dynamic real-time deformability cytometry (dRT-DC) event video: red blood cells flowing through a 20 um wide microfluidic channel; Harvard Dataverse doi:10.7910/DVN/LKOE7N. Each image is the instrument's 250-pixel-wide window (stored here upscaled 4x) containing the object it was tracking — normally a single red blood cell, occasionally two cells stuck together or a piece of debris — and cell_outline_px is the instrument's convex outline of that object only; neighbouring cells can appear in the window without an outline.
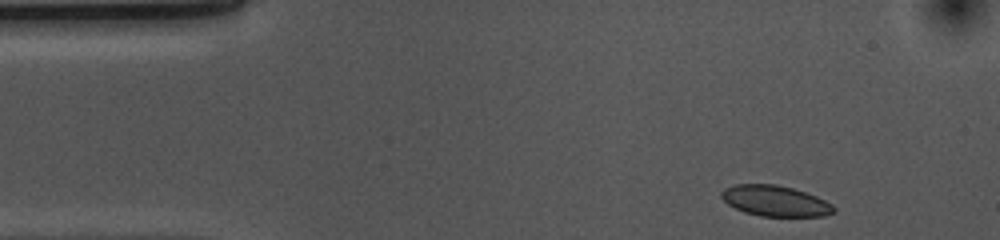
{"species": "common noctule bat (a hibernating species)", "species_latin": "Nyctalus noctula", "temperature_condition": "cold", "stored_images_in_passage": 38, "camera_frame_rate_fps": 3000, "um_per_image_px": 0.085, "animal": {"sex": "female", "body_mass_g": 10.0, "forearm_length_mm": 53.1}, "frame": {"image": 1, "passage_image": 1, "time_ms": 0.0, "image_size_px": [1000, 240], "cell_outline_px": [[836, 208], [832, 212], [824, 216], [760, 216], [744, 212], [728, 204], [720, 196], [720, 192], [724, 188], [736, 184], [776, 184], [792, 188], [816, 196], [832, 204]], "centroid_in_image_um": [65.86, 17.07], "position_along_channel_um": 19.1, "area_um2": 20.0}}
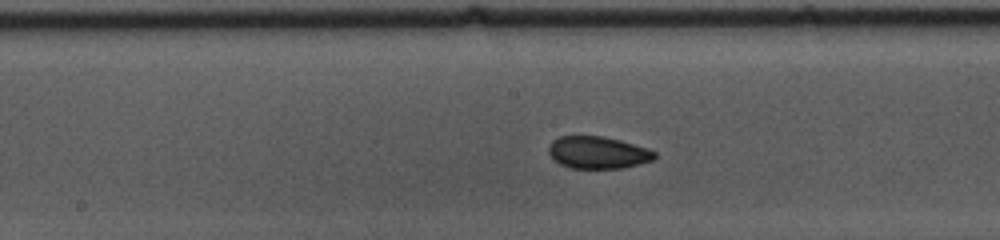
{"frame": {"image": 2, "passage_image": 21, "time_ms": 6.667, "image_size_px": [1000, 240], "cell_outline_px": [[656, 156], [652, 160], [640, 164], [624, 168], [572, 168], [560, 164], [552, 160], [548, 152], [548, 148], [552, 140], [560, 136], [600, 136], [620, 140], [648, 148], [656, 152]], "centroid_in_image_um": [50.8, 12.97], "position_along_channel_um": 197.4, "area_um2": 20.0}}
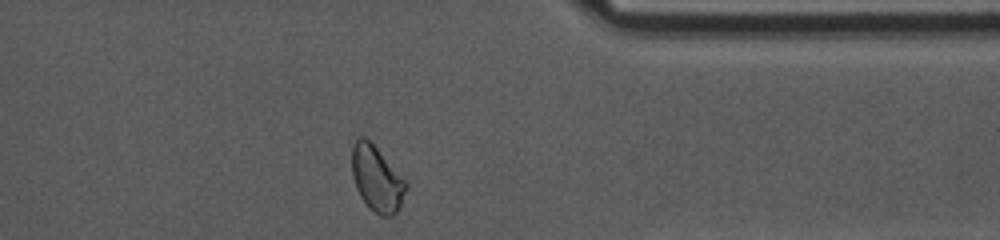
{"frame": {"image": 3, "passage_image": 37, "time_ms": 12.0, "image_size_px": [1000, 240], "cell_outline_px": [[408, 188], [396, 212], [392, 216], [380, 216], [368, 208], [360, 196], [356, 188], [352, 176], [352, 144], [360, 136], [364, 136], [376, 148], [408, 184]], "centroid_in_image_um": [32.0, 15.22], "position_along_channel_um": 379.4, "area_um2": 20.4}, "authors_computed_cell_mechanics": {"area_um2": 20.2589, "velocity_mm_per_s": 3.6672, "shape_relaxation_time_tau1_ms": 10.3183, "shape_relaxation_time_tau2_ms": 3.1757, "deformation_change_tau1": 0.113, "deformation_change_tau2": 0.0603}}